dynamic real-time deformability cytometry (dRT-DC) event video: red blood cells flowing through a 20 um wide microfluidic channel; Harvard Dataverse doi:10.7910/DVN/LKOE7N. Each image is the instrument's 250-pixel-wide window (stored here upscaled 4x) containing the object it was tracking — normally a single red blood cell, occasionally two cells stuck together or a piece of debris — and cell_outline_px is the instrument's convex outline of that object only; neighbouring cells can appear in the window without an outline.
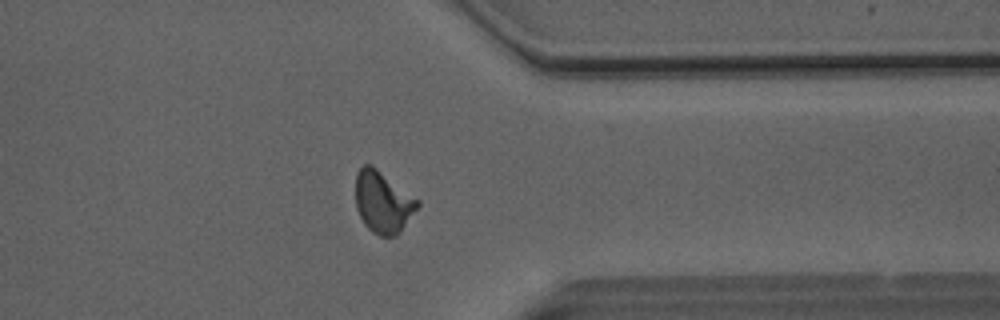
{"species": "Egyptian fruit bat (a non-hibernating species)", "species_latin": "Rousettus aegyptiacus", "temperature_condition": "room temperature", "stored_images_in_passage": 50, "camera_frame_rate_fps": 3000, "um_per_image_px": 0.085, "animal": {"sex": "male"}, "frame": {"image": 1, "passage_image": 39, "time_ms": 12.667, "image_size_px": [1000, 320], "cell_outline_px": [[420, 204], [400, 232], [396, 236], [380, 236], [372, 232], [364, 224], [356, 208], [356, 172], [364, 164], [372, 164], [420, 200]], "centroid_in_image_um": [32.55, 17.16], "position_along_channel_um": 378.9, "area_um2": 22.43}}
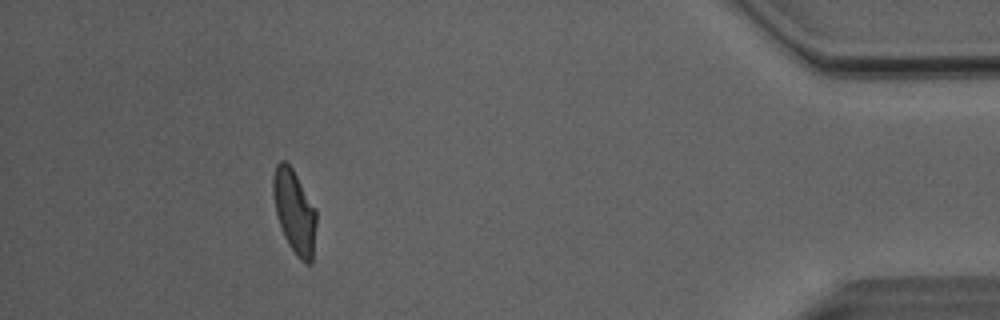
{"frame": {"image": 2, "passage_image": 45, "time_ms": 14.667, "image_size_px": [1000, 320], "cell_outline_px": [[316, 224], [312, 264], [304, 264], [296, 256], [288, 244], [284, 236], [276, 212], [272, 192], [272, 180], [276, 164], [280, 160], [284, 160], [292, 168], [316, 208]], "centroid_in_image_um": [25.03, 18.0], "position_along_channel_um": 410.2, "area_um2": 21.15}, "authors_computed_cell_mechanics": {"area_um2": 21.5016, "velocity_mm_per_s": 4.0916, "shape_relaxation_time_tau1_ms": 7.5214, "shape_relaxation_time_tau2_ms": 1.155, "deformation_change_tau1": 0.1867, "deformation_change_tau2": 0.0699}}